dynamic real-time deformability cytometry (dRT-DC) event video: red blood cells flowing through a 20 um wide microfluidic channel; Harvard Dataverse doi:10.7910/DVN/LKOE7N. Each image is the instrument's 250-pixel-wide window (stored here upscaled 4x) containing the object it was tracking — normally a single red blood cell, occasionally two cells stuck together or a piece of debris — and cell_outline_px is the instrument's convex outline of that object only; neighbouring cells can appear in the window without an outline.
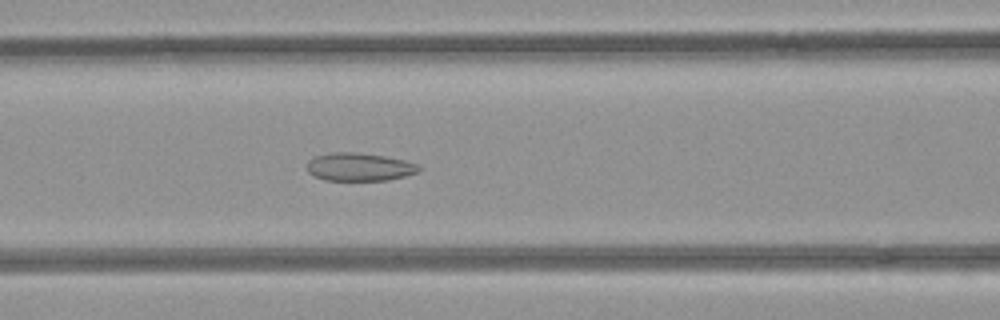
{"species": "common noctule bat (a hibernating species)", "species_latin": "Nyctalus noctula", "temperature_condition": "room temperature", "stored_images_in_passage": 45, "camera_frame_rate_fps": 3000, "um_per_image_px": 0.085, "animal": {"sex": "female", "body_mass_g": 21.9}, "frame": {"image": 1, "passage_image": 22, "time_ms": 7.0, "image_size_px": [1000, 320], "cell_outline_px": [[420, 172], [388, 180], [324, 180], [312, 176], [308, 172], [308, 160], [316, 156], [332, 152], [352, 152], [384, 156], [404, 160], [416, 164], [420, 168]], "centroid_in_image_um": [30.52, 14.19], "position_along_channel_um": 136.1, "area_um2": 18.21}}
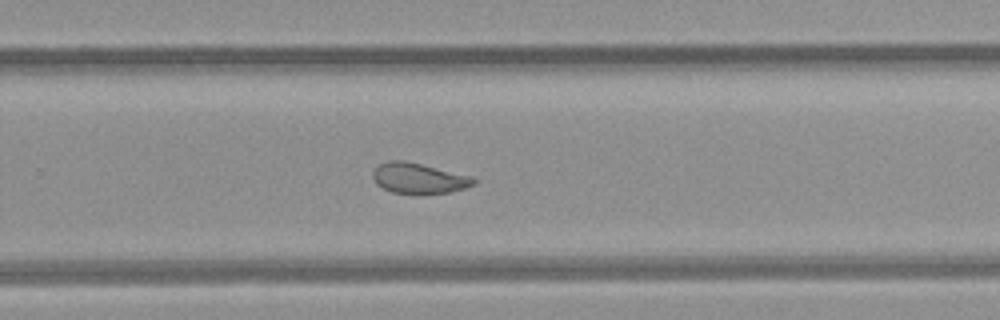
{"frame": {"image": 2, "passage_image": 34, "time_ms": 11.0, "image_size_px": [1000, 320], "cell_outline_px": [[476, 184], [452, 192], [392, 192], [376, 184], [372, 180], [372, 172], [380, 164], [388, 160], [404, 160], [468, 176], [476, 180]], "centroid_in_image_um": [35.53, 15.13], "position_along_channel_um": 294.3, "area_um2": 17.28}}
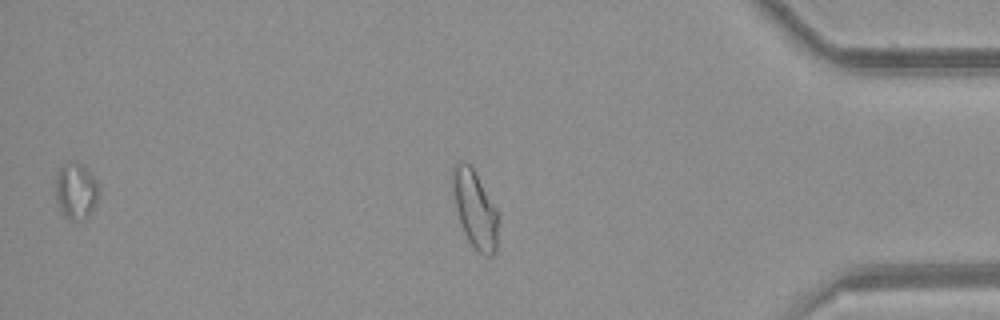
{"frame": {"image": 3, "passage_image": 44, "time_ms": 14.333, "image_size_px": [1000, 320], "cell_outline_px": [[100, 192], [96, 204], [84, 216], [72, 220], [64, 216], [56, 200], [56, 180], [60, 168], [64, 164], [80, 164], [96, 180], [100, 188]], "centroid_in_image_um": [6.46, 16.24], "position_along_channel_um": 428.7, "area_um2": 13.47}, "authors_computed_cell_mechanics": {"area_um2": 19.8254, "velocity_mm_per_s": 3.9676, "shape_relaxation_time_tau1_ms": null, "shape_relaxation_time_tau2_ms": 2.0122, "deformation_change_tau1": null, "deformation_change_tau2": 0.0764}}